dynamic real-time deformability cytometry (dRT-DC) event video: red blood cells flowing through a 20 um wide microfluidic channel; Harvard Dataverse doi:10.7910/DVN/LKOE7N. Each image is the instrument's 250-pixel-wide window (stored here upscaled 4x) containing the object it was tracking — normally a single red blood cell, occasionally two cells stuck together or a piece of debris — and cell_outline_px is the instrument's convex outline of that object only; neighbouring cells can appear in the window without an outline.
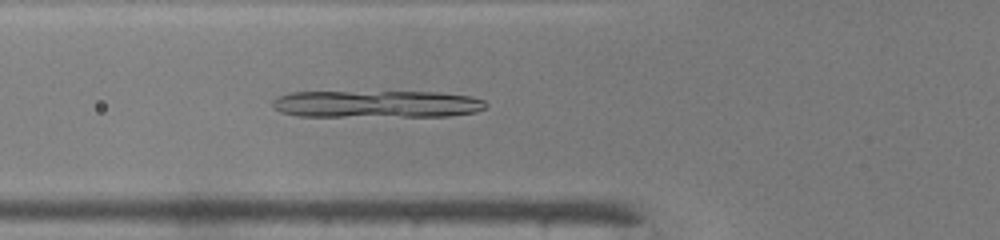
{"species": "common noctule bat (a hibernating species)", "species_latin": "Nyctalus noctula", "temperature_condition": "warm", "stored_images_in_passage": 48, "camera_frame_rate_fps": 3000, "um_per_image_px": 0.085, "animal": {"sex": "male", "body_mass_g": 19.0, "forearm_length_mm": 50.8}, "frame": {"image": 1, "passage_image": 17, "time_ms": 5.333, "image_size_px": [1000, 240], "cell_outline_px": [[488, 104], [484, 108], [476, 112], [448, 116], [300, 116], [280, 112], [272, 108], [272, 100], [280, 96], [292, 92], [440, 92], [472, 96], [484, 100]], "centroid_in_image_um": [32.04, 8.84], "position_along_channel_um": 93.8, "area_um2": 33.99}}
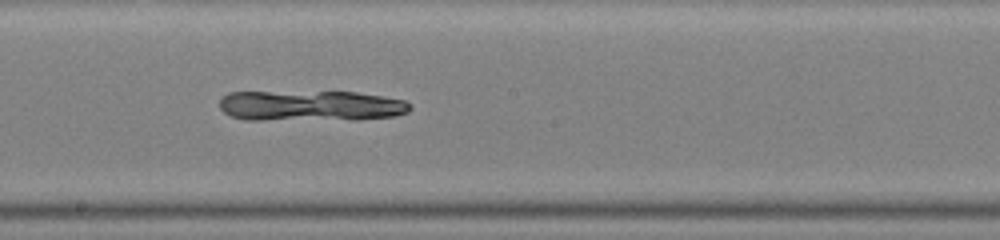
{"frame": {"image": 2, "passage_image": 26, "time_ms": 8.333, "image_size_px": [1000, 240], "cell_outline_px": [[412, 108], [408, 112], [396, 116], [356, 120], [244, 120], [232, 116], [224, 112], [220, 108], [220, 100], [228, 92], [356, 92], [384, 96], [404, 100], [412, 104]], "centroid_in_image_um": [26.46, 9.01], "position_along_channel_um": 221.7, "area_um2": 34.56}}
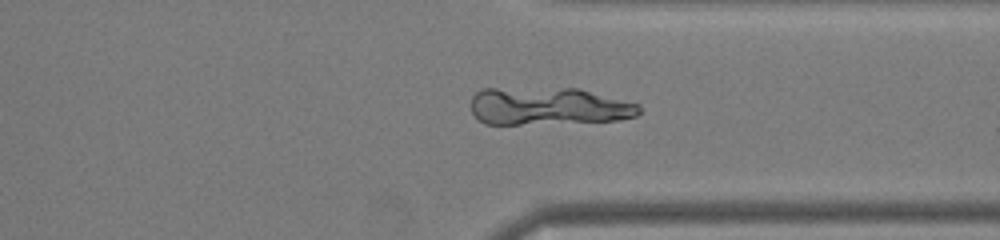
{"frame": {"image": 3, "passage_image": 36, "time_ms": 11.667, "image_size_px": [1000, 240], "cell_outline_px": [[640, 112], [636, 116], [620, 120], [520, 124], [484, 124], [472, 112], [472, 96], [480, 88], [580, 88], [640, 104]], "centroid_in_image_um": [46.62, 9.01], "position_along_channel_um": 364.8, "area_um2": 37.05}}